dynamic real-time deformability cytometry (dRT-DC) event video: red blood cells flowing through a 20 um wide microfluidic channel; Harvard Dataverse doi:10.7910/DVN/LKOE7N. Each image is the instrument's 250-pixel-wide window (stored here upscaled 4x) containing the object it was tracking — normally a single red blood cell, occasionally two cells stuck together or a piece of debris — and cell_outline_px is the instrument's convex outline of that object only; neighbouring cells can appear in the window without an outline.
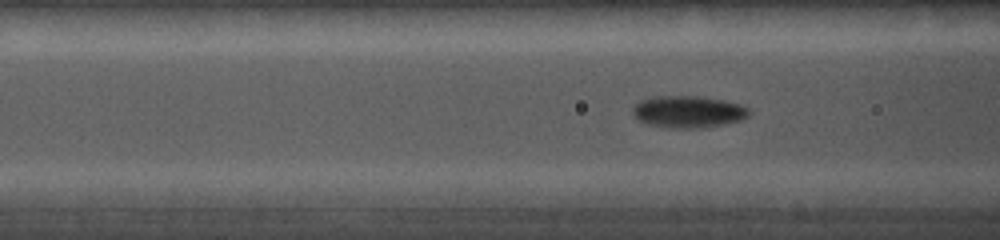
{"species": "common noctule bat (a hibernating species)", "species_latin": "Nyctalus noctula", "temperature_condition": "cold", "stored_images_in_passage": 32, "camera_frame_rate_fps": 5000, "um_per_image_px": 0.085, "animal": {"sex": "female", "body_mass_g": 19.0, "forearm_length_mm": 56.7}, "frame": {"image": 1, "passage_image": 28, "time_ms": 5.2, "image_size_px": [1000, 240], "cell_outline_px": [[752, 112], [748, 116], [740, 120], [724, 124], [704, 128], [668, 128], [648, 124], [640, 120], [632, 112], [632, 108], [640, 100], [652, 96], [696, 96], [724, 100], [740, 104], [748, 108]], "centroid_in_image_um": [58.51, 9.5], "position_along_channel_um": 108.1, "area_um2": 21.73}}
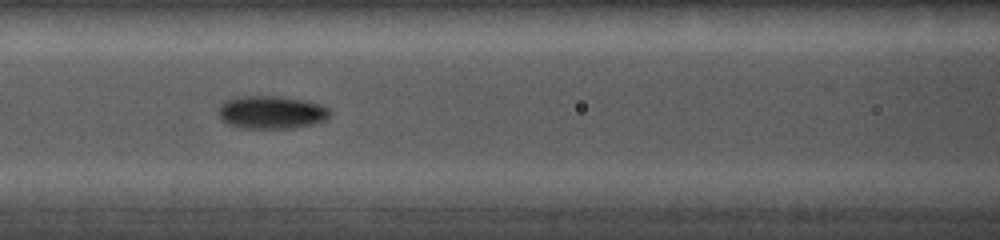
{"frame": {"image": 2, "passage_image": 32, "time_ms": 6.0, "image_size_px": [1000, 240], "cell_outline_px": [[332, 112], [324, 120], [312, 124], [292, 128], [240, 128], [224, 124], [220, 120], [220, 100], [232, 96], [280, 96], [304, 100], [320, 104], [328, 108]], "centroid_in_image_um": [22.99, 9.53], "position_along_channel_um": 143.6, "area_um2": 21.79}}